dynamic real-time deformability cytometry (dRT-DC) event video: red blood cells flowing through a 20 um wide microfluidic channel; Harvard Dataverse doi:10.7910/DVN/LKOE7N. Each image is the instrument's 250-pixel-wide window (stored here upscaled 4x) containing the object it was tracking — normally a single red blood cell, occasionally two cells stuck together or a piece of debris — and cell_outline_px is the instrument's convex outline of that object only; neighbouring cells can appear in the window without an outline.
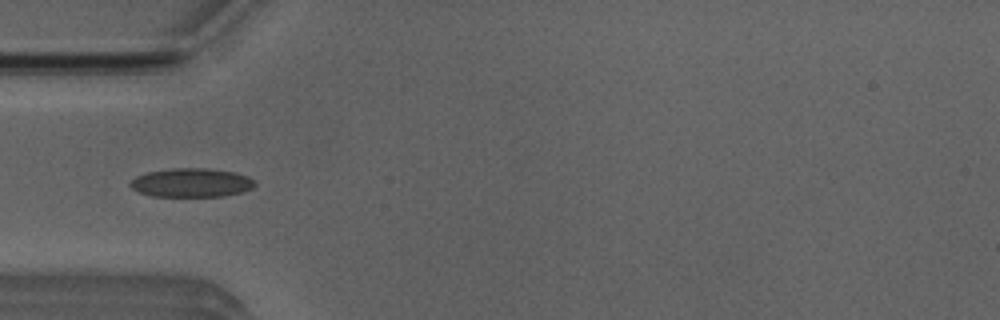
{"species": "Egyptian fruit bat (a non-hibernating species)", "species_latin": "Rousettus aegyptiacus", "temperature_condition": "room temperature", "stored_images_in_passage": 51, "camera_frame_rate_fps": 3000, "um_per_image_px": 0.085, "animal": {"sex": "male"}, "frame": {"image": 1, "passage_image": 15, "time_ms": 4.667, "image_size_px": [1000, 320], "cell_outline_px": [[256, 184], [252, 188], [244, 192], [224, 196], [152, 196], [140, 192], [132, 188], [128, 184], [136, 176], [148, 172], [172, 168], [208, 168], [236, 172], [248, 176], [256, 180]], "centroid_in_image_um": [16.32, 15.52], "position_along_channel_um": 68.7, "area_um2": 21.1}}
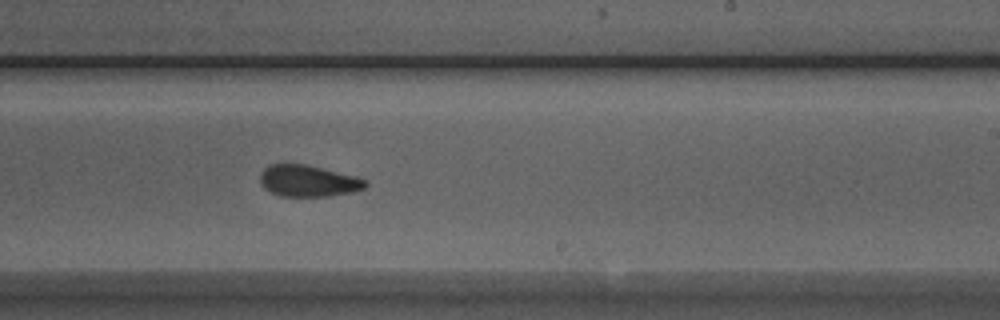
{"frame": {"image": 2, "passage_image": 30, "time_ms": 9.667, "image_size_px": [1000, 320], "cell_outline_px": [[368, 184], [364, 188], [352, 192], [328, 196], [280, 196], [264, 188], [260, 184], [260, 172], [268, 164], [304, 164], [356, 176], [368, 180]], "centroid_in_image_um": [26.18, 15.37], "position_along_channel_um": 262.8, "area_um2": 19.36}}
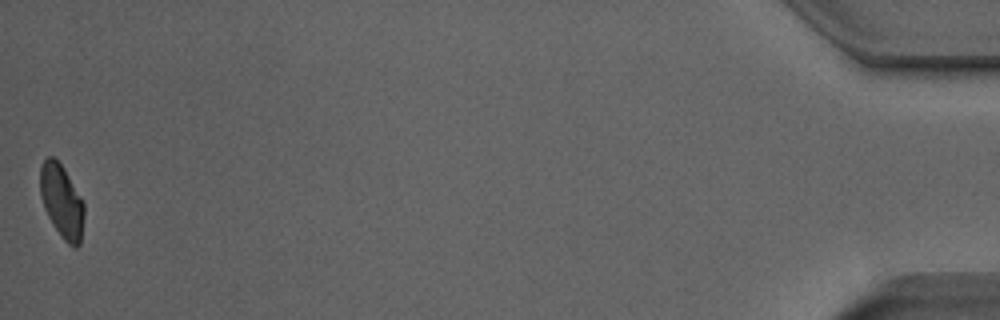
{"frame": {"image": 3, "passage_image": 51, "time_ms": 16.667, "image_size_px": [1000, 320], "cell_outline_px": [[84, 216], [80, 244], [76, 248], [72, 248], [60, 236], [52, 224], [44, 208], [40, 196], [40, 164], [48, 156], [52, 156], [64, 168], [84, 200]], "centroid_in_image_um": [5.25, 17.12], "position_along_channel_um": 429.9, "area_um2": 19.13}, "authors_computed_cell_mechanics": {"area_um2": 19.941, "velocity_mm_per_s": 3.8778, "shape_relaxation_time_tau1_ms": null, "shape_relaxation_time_tau2_ms": 1.7485, "deformation_change_tau1": null, "deformation_change_tau2": 0.0772}}